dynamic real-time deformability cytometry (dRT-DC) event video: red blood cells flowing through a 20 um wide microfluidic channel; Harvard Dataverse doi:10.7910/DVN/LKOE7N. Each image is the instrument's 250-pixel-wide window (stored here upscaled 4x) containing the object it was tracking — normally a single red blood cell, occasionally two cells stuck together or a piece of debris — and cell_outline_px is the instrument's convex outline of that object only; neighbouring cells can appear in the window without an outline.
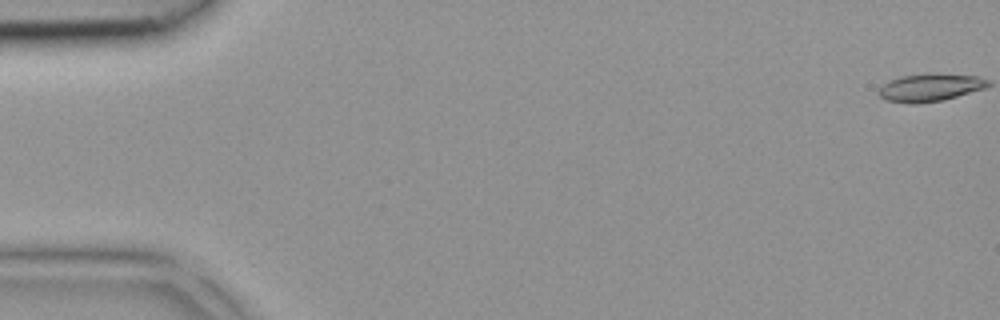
{"species": "common noctule bat (a hibernating species)", "species_latin": "Nyctalus noctula", "temperature_condition": "room temperature", "stored_images_in_passage": 40, "camera_frame_rate_fps": 3000, "um_per_image_px": 0.085, "animal": {"sex": "female", "body_mass_g": 18.4}, "frame": {"image": 1, "passage_image": 1, "time_ms": 0.0, "image_size_px": [1000, 320], "cell_outline_px": [[984, 84], [976, 88], [952, 96], [936, 100], [892, 100], [884, 96], [892, 84], [896, 80], [912, 76], [964, 76]], "centroid_in_image_um": [79.05, 7.45], "position_along_channel_um": 6.0, "area_um2": 13.01}}
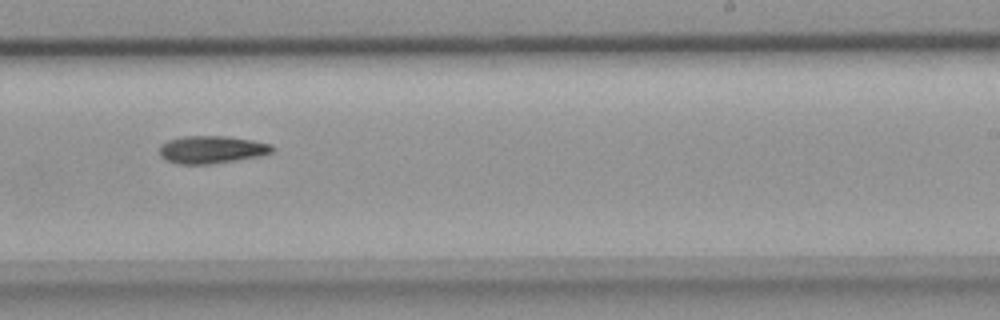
{"frame": {"image": 2, "passage_image": 26, "time_ms": 8.333, "image_size_px": [1000, 320], "cell_outline_px": [[272, 148], [268, 152], [220, 160], [172, 160], [164, 156], [164, 148], [168, 144], [176, 140], [240, 140], [264, 144]], "centroid_in_image_um": [18.05, 12.72], "position_along_channel_um": 270.9, "area_um2": 12.83}}
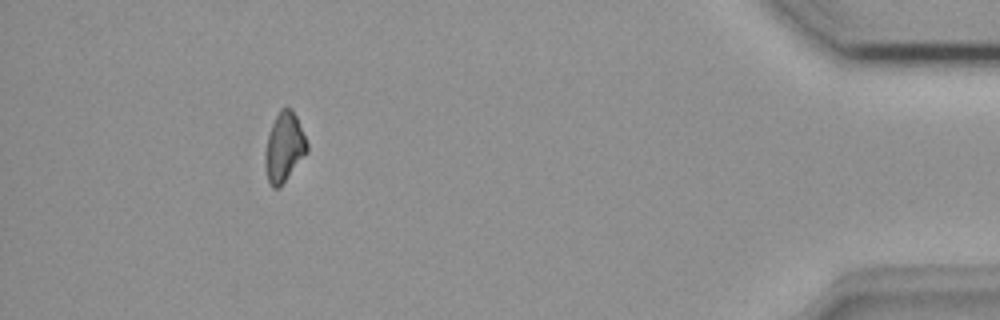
{"frame": {"image": 3, "passage_image": 38, "time_ms": 12.333, "image_size_px": [1000, 320], "cell_outline_px": [[308, 148], [284, 180], [276, 188], [272, 184], [268, 176], [268, 140], [272, 128], [280, 112], [284, 108], [288, 108], [292, 112], [304, 136]], "centroid_in_image_um": [24.19, 12.49], "position_along_channel_um": 411.0, "area_um2": 14.51}}